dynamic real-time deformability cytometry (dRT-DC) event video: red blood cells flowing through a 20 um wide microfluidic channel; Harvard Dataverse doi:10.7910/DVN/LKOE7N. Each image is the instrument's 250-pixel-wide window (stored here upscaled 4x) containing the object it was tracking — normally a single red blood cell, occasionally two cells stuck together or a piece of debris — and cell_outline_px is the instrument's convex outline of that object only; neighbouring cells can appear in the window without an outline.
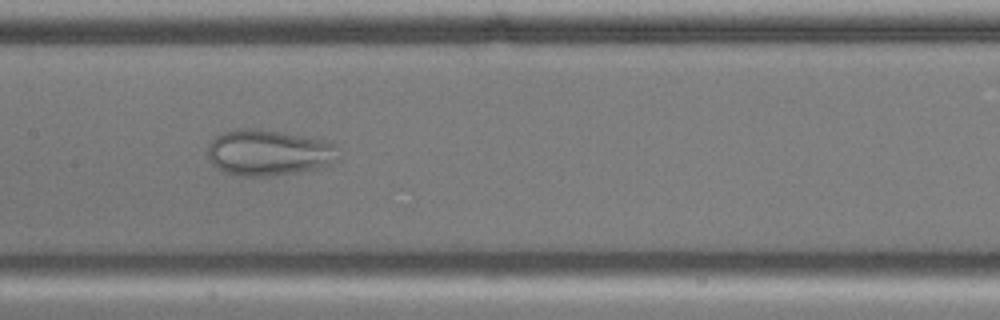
{"species": "common noctule bat (a hibernating species)", "species_latin": "Nyctalus noctula", "temperature_condition": "cold", "stored_images_in_passage": 54, "camera_frame_rate_fps": 3000, "um_per_image_px": 0.085, "animal": {"sex": "male", "body_mass_g": 17.9, "forearm_length_mm": 54.2}, "frame": {"image": 1, "passage_image": 26, "time_ms": 8.333, "image_size_px": [1000, 320], "cell_outline_px": [[340, 160], [324, 168], [268, 176], [244, 176], [224, 172], [212, 164], [208, 156], [208, 144], [216, 136], [224, 132], [236, 128], [260, 128], [332, 140], [336, 148]], "centroid_in_image_um": [22.9, 12.95], "position_along_channel_um": 184.5, "area_um2": 35.78}}
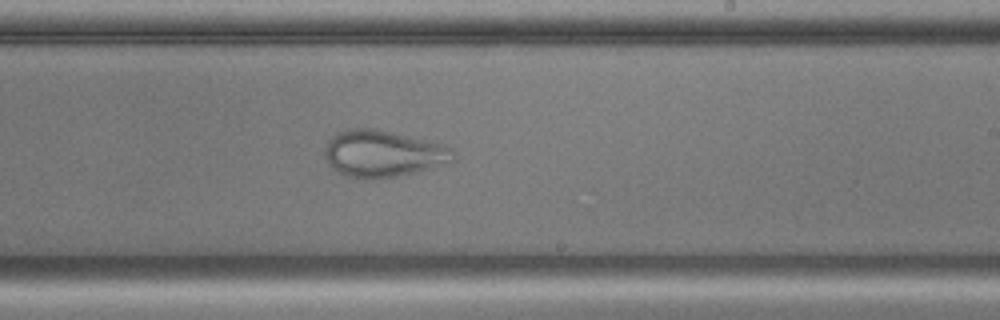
{"frame": {"image": 2, "passage_image": 32, "time_ms": 10.333, "image_size_px": [1000, 320], "cell_outline_px": [[456, 160], [416, 172], [396, 176], [372, 180], [356, 180], [344, 176], [336, 172], [332, 168], [324, 152], [324, 148], [328, 140], [336, 132], [348, 128], [376, 128], [428, 140], [444, 144], [452, 148], [456, 152]], "centroid_in_image_um": [32.54, 13.07], "position_along_channel_um": 256.5, "area_um2": 35.72}}